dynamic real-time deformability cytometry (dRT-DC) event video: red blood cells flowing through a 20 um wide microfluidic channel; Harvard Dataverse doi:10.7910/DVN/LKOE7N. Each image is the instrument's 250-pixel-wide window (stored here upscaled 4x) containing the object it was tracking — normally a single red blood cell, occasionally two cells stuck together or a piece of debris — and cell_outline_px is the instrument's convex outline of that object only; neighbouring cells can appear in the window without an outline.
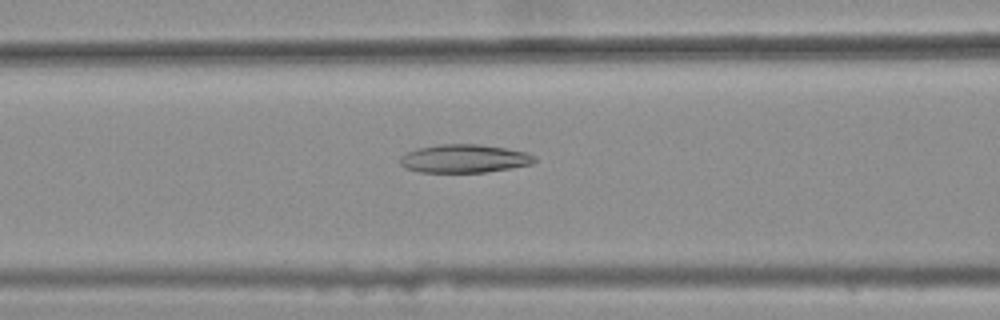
{"species": "common noctule bat (a hibernating species)", "species_latin": "Nyctalus noctula", "temperature_condition": "warm", "stored_images_in_passage": 49, "camera_frame_rate_fps": 3000, "um_per_image_px": 0.085, "animal": {"sex": "female", "body_mass_g": 25.1}, "frame": {"image": 1, "passage_image": 23, "time_ms": 7.333, "image_size_px": [1000, 320], "cell_outline_px": [[536, 160], [532, 164], [484, 172], [420, 172], [408, 168], [400, 164], [400, 156], [408, 152], [420, 148], [440, 144], [480, 144], [504, 148], [524, 152], [536, 156]], "centroid_in_image_um": [39.47, 13.48], "position_along_channel_um": 127.1, "area_um2": 21.85}}
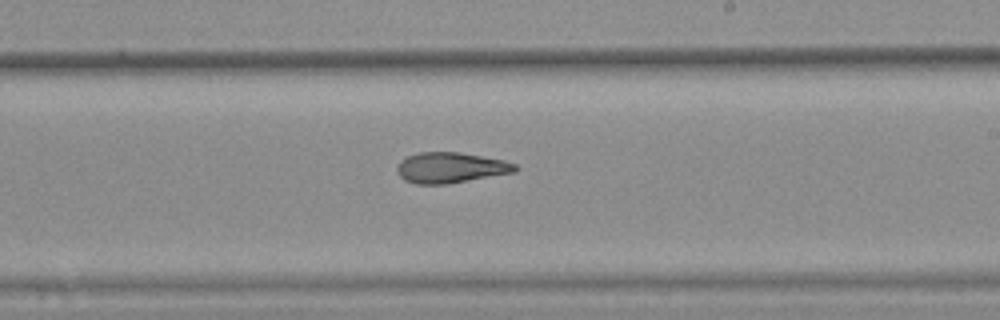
{"frame": {"image": 2, "passage_image": 33, "time_ms": 10.667, "image_size_px": [1000, 320], "cell_outline_px": [[520, 168], [516, 172], [448, 184], [416, 184], [404, 180], [400, 176], [396, 168], [400, 160], [408, 156], [420, 152], [460, 152], [504, 160], [516, 164]], "centroid_in_image_um": [38.32, 14.25], "position_along_channel_um": 250.7, "area_um2": 21.21}}
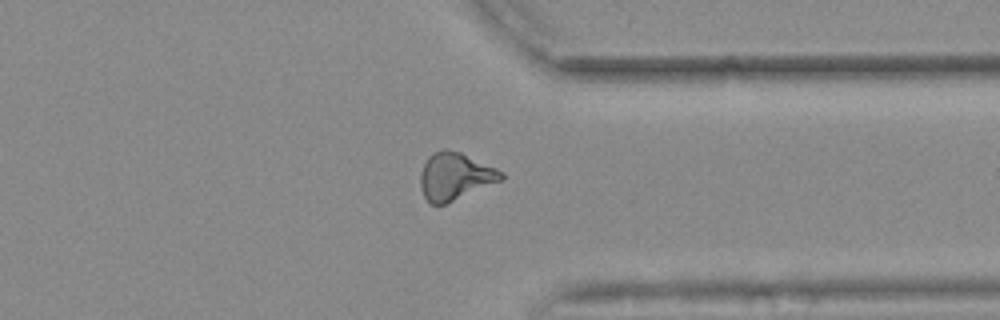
{"frame": {"image": 3, "passage_image": 43, "time_ms": 14.0, "image_size_px": [1000, 320], "cell_outline_px": [[504, 180], [444, 204], [432, 204], [424, 196], [420, 188], [420, 172], [428, 156], [432, 152], [444, 148], [448, 148], [460, 152], [496, 168], [504, 172]], "centroid_in_image_um": [38.68, 14.97], "position_along_channel_um": 372.7, "area_um2": 22.37}, "authors_computed_cell_mechanics": {"area_um2": 22.0796, "velocity_mm_per_s": 3.7176, "shape_relaxation_time_tau1_ms": null, "shape_relaxation_time_tau2_ms": 4.0204, "deformation_change_tau1": null, "deformation_change_tau2": 0.1238}}